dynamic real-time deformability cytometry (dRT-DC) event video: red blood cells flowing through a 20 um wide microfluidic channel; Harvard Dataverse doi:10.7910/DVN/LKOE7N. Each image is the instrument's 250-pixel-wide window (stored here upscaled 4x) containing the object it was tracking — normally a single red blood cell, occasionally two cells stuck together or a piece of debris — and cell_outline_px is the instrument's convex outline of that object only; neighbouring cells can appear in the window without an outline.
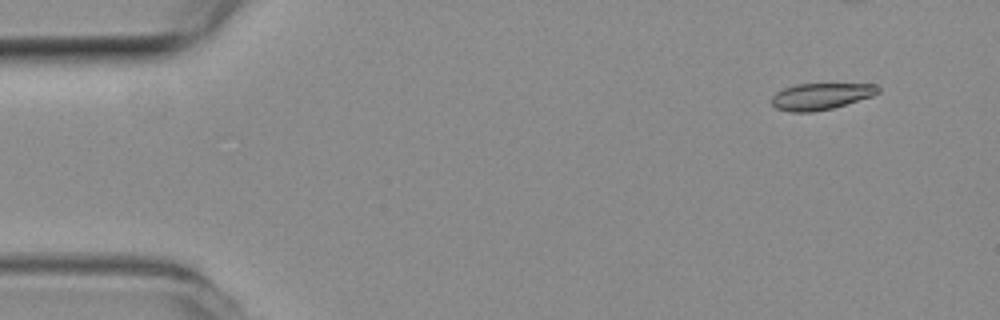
{"species": "common noctule bat (a hibernating species)", "species_latin": "Nyctalus noctula", "temperature_condition": "room temperature", "stored_images_in_passage": 51, "camera_frame_rate_fps": 3000, "um_per_image_px": 0.085, "animal": {"sex": "female", "body_mass_g": 19.3, "forearm_length_mm": 54.1}, "frame": {"image": 1, "passage_image": 1, "time_ms": 0.0, "image_size_px": [1000, 320], "cell_outline_px": [[880, 92], [872, 96], [832, 108], [812, 112], [788, 112], [776, 108], [772, 104], [772, 96], [776, 92], [784, 88], [796, 84], [876, 84], [880, 88]], "centroid_in_image_um": [69.76, 8.19], "position_along_channel_um": 15.2, "area_um2": 16.42}}
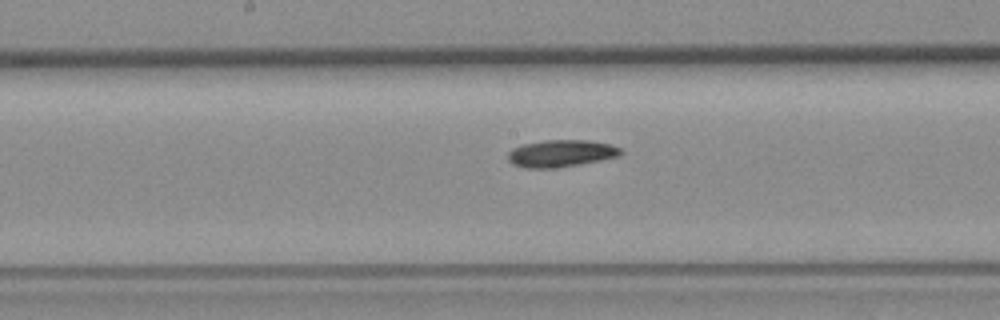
{"frame": {"image": 2, "passage_image": 24, "time_ms": 7.667, "image_size_px": [1000, 320], "cell_outline_px": [[624, 152], [616, 156], [600, 160], [580, 164], [556, 168], [524, 168], [512, 164], [508, 160], [508, 152], [512, 148], [524, 144], [548, 140], [588, 140], [608, 144], [620, 148]], "centroid_in_image_um": [47.64, 13.05], "position_along_channel_um": 200.6, "area_um2": 17.69}}
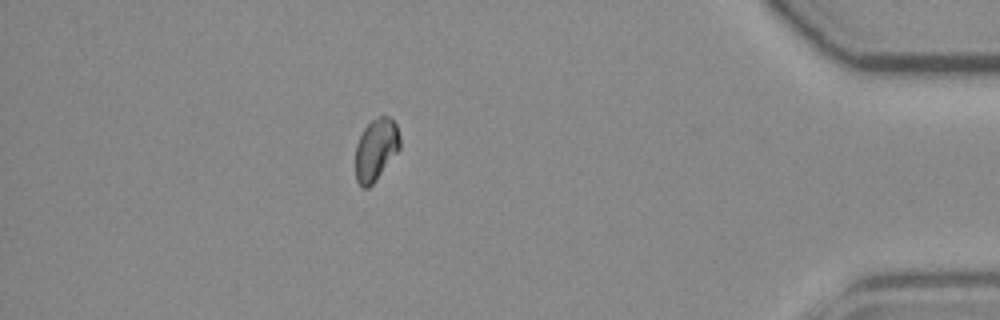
{"frame": {"image": 3, "passage_image": 44, "time_ms": 14.333, "image_size_px": [1000, 320], "cell_outline_px": [[400, 148], [376, 180], [368, 188], [364, 188], [356, 180], [356, 144], [364, 128], [372, 120], [380, 116], [388, 116], [396, 124], [400, 136]], "centroid_in_image_um": [31.96, 12.7], "position_along_channel_um": 403.2, "area_um2": 15.9}}